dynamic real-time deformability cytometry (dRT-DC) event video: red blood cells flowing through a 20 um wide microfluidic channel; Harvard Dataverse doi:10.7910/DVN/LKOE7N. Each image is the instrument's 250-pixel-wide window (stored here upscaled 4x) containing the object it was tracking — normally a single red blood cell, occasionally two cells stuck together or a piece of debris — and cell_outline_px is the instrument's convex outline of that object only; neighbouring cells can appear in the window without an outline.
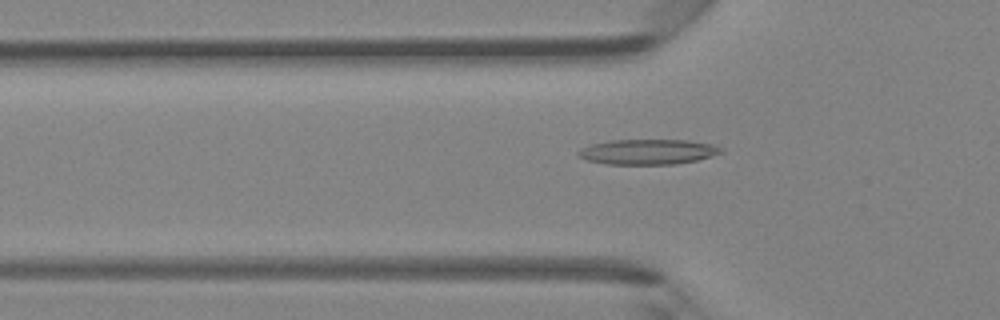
{"species": "Egyptian fruit bat (a non-hibernating species)", "species_latin": "Rousettus aegyptiacus", "temperature_condition": "room temperature", "stored_images_in_passage": 45, "camera_frame_rate_fps": 3000, "um_per_image_px": 0.085, "animal": {"sex": "female"}, "frame": {"image": 1, "passage_image": 13, "time_ms": 4.0, "image_size_px": [1000, 320], "cell_outline_px": [[724, 152], [696, 160], [676, 164], [604, 164], [588, 160], [576, 156], [576, 152], [580, 148], [592, 144], [608, 140], [688, 140], [712, 144], [724, 148]], "centroid_in_image_um": [55.04, 12.9], "position_along_channel_um": 70.8, "area_um2": 21.1}}
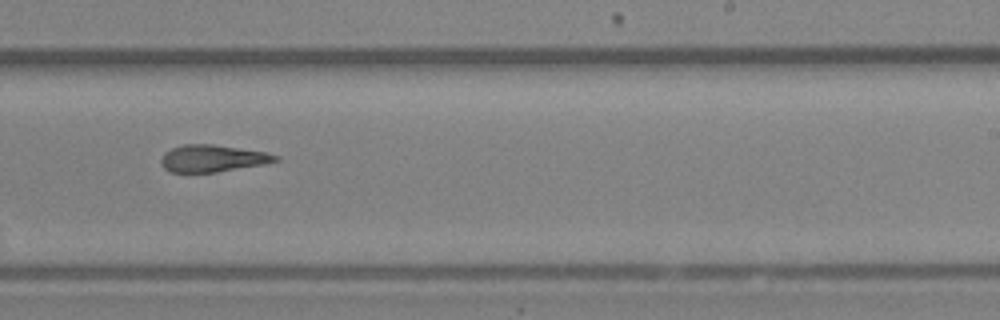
{"frame": {"image": 2, "passage_image": 27, "time_ms": 8.667, "image_size_px": [1000, 320], "cell_outline_px": [[280, 160], [264, 164], [216, 172], [168, 172], [160, 164], [160, 160], [164, 152], [172, 148], [184, 144], [212, 144], [264, 152], [280, 156]], "centroid_in_image_um": [18.03, 13.46], "position_along_channel_um": 271.0, "area_um2": 17.98}}
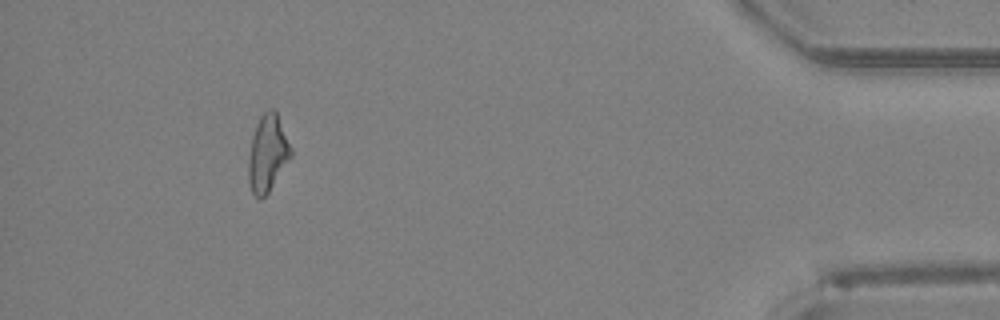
{"frame": {"image": 3, "passage_image": 41, "time_ms": 13.333, "image_size_px": [1000, 320], "cell_outline_px": [[292, 156], [268, 192], [260, 200], [252, 192], [248, 180], [248, 160], [252, 136], [256, 124], [260, 116], [268, 108], [272, 108], [276, 112], [292, 148]], "centroid_in_image_um": [22.74, 13.03], "position_along_channel_um": 412.5, "area_um2": 18.9}, "authors_computed_cell_mechanics": {"area_um2": 18.9006, "velocity_mm_per_s": 4.3093, "shape_relaxation_time_tau1_ms": null, "shape_relaxation_time_tau2_ms": 4.0052, "deformation_change_tau1": null, "deformation_change_tau2": 0.1476}}